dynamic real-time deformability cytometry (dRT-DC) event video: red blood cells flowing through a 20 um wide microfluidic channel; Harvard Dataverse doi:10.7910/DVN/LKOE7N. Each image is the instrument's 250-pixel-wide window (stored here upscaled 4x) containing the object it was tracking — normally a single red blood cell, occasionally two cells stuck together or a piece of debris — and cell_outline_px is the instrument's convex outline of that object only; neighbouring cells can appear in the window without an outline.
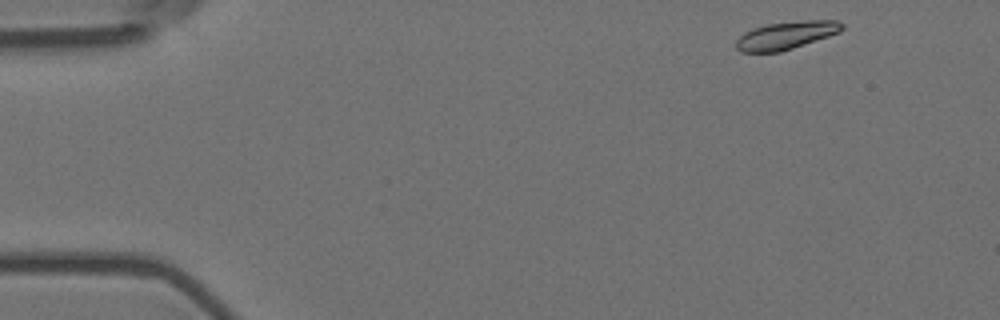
{"species": "Egyptian fruit bat (a non-hibernating species)", "species_latin": "Rousettus aegyptiacus", "temperature_condition": "room temperature", "stored_images_in_passage": 52, "camera_frame_rate_fps": 3000, "um_per_image_px": 0.085, "animal": {"sex": "female"}, "frame": {"image": 1, "passage_image": 1, "time_ms": 0.0, "image_size_px": [1000, 320], "cell_outline_px": [[844, 28], [840, 32], [780, 52], [740, 52], [736, 48], [736, 40], [744, 32], [752, 28], [768, 24], [804, 20], [836, 20], [844, 24]], "centroid_in_image_um": [66.81, 3.0], "position_along_channel_um": 18.2, "area_um2": 17.11}}
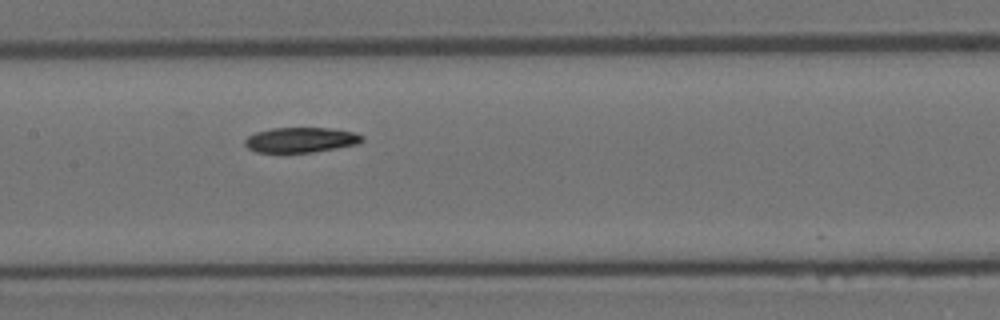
{"frame": {"image": 2, "passage_image": 23, "time_ms": 7.333, "image_size_px": [1000, 320], "cell_outline_px": [[364, 140], [356, 144], [336, 148], [312, 152], [256, 152], [248, 148], [244, 144], [244, 140], [248, 136], [256, 132], [272, 128], [328, 128], [352, 132], [364, 136]], "centroid_in_image_um": [25.54, 11.89], "position_along_channel_um": 181.9, "area_um2": 16.99}}
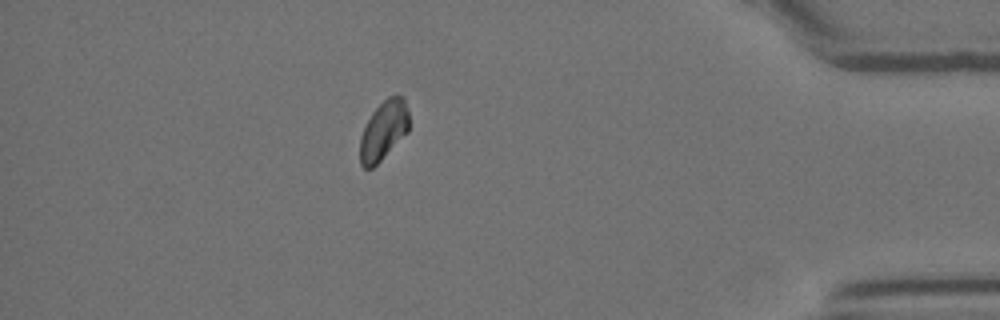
{"frame": {"image": 3, "passage_image": 45, "time_ms": 14.667, "image_size_px": [1000, 320], "cell_outline_px": [[408, 132], [372, 168], [364, 168], [360, 164], [360, 136], [372, 112], [388, 96], [404, 96], [408, 108]], "centroid_in_image_um": [32.61, 11.07], "position_along_channel_um": 402.6, "area_um2": 16.7}, "authors_computed_cell_mechanics": {"area_um2": 17.6868, "velocity_mm_per_s": 3.5858, "shape_relaxation_time_tau1_ms": 4.2682, "shape_relaxation_time_tau2_ms": null, "deformation_change_tau1": 0.1177, "deformation_change_tau2": null}}